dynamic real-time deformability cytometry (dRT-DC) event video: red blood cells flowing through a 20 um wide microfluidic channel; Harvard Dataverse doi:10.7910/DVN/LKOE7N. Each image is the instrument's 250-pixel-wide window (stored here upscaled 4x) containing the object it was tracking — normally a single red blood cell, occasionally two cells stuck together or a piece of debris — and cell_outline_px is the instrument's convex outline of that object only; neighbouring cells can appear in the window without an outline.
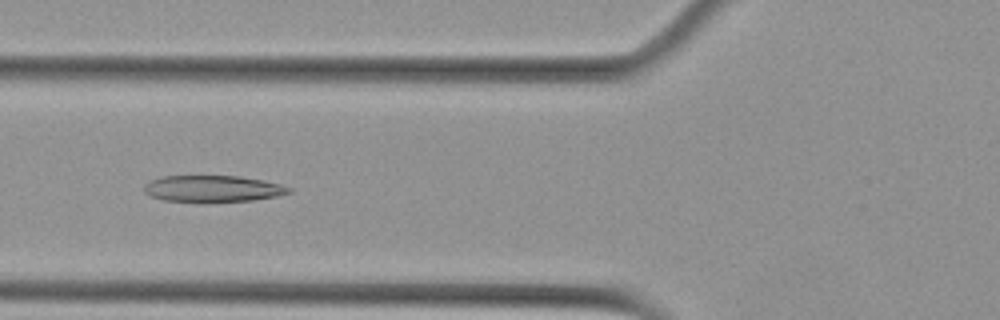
{"species": "Egyptian fruit bat (a non-hibernating species)", "species_latin": "Rousettus aegyptiacus", "temperature_condition": "cold", "stored_images_in_passage": 15, "camera_frame_rate_fps": 3000, "um_per_image_px": 0.085, "animal": {"sex": "female"}, "frame": {"image": 1, "passage_image": 11, "time_ms": 3.333, "image_size_px": [1000, 320], "cell_outline_px": [[292, 192], [276, 196], [252, 200], [204, 204], [164, 200], [152, 196], [144, 192], [144, 184], [152, 180], [164, 176], [240, 176], [280, 184], [292, 188]], "centroid_in_image_um": [18.07, 16.07], "position_along_channel_um": 107.7, "area_um2": 22.83}}
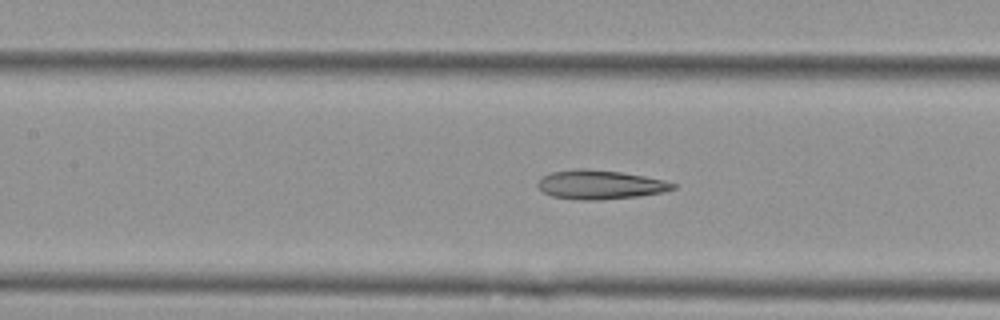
{"frame": {"image": 2, "passage_image": 15, "time_ms": 4.667, "image_size_px": [1000, 320], "cell_outline_px": [[676, 188], [664, 192], [636, 196], [596, 200], [576, 200], [552, 196], [544, 192], [536, 184], [544, 176], [552, 172], [576, 168], [584, 168], [620, 172], [644, 176], [664, 180], [676, 184]], "centroid_in_image_um": [51.01, 15.69], "position_along_channel_um": 156.4, "area_um2": 22.72}}